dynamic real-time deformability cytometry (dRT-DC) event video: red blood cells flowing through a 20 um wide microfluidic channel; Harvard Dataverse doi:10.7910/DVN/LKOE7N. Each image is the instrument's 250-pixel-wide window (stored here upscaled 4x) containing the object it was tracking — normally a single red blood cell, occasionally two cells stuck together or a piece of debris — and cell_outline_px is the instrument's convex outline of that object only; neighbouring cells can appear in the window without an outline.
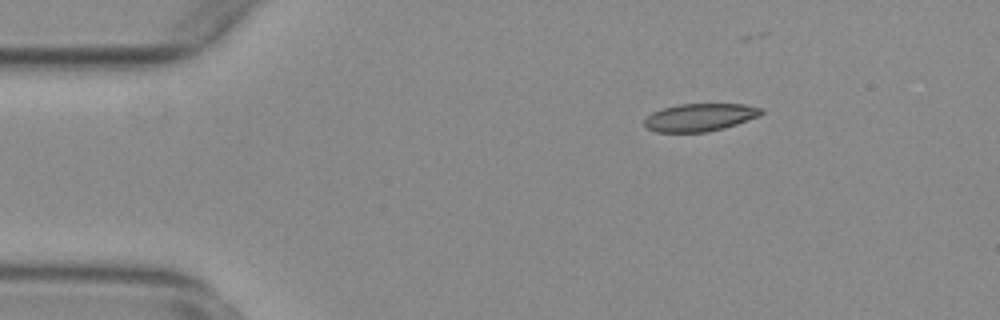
{"species": "common noctule bat (a hibernating species)", "species_latin": "Nyctalus noctula", "temperature_condition": "warm", "stored_images_in_passage": 36, "camera_frame_rate_fps": 3000, "um_per_image_px": 0.085, "animal": {"sex": "female", "body_mass_g": 29.2, "forearm_length_mm": 56.3}, "frame": {"image": 1, "passage_image": 3, "time_ms": 0.667, "image_size_px": [1000, 320], "cell_outline_px": [[764, 112], [760, 116], [724, 128], [708, 132], [656, 132], [648, 128], [644, 124], [644, 120], [652, 112], [664, 108], [680, 104], [744, 104], [764, 108]], "centroid_in_image_um": [59.53, 9.97], "position_along_channel_um": 25.5, "area_um2": 18.9}}
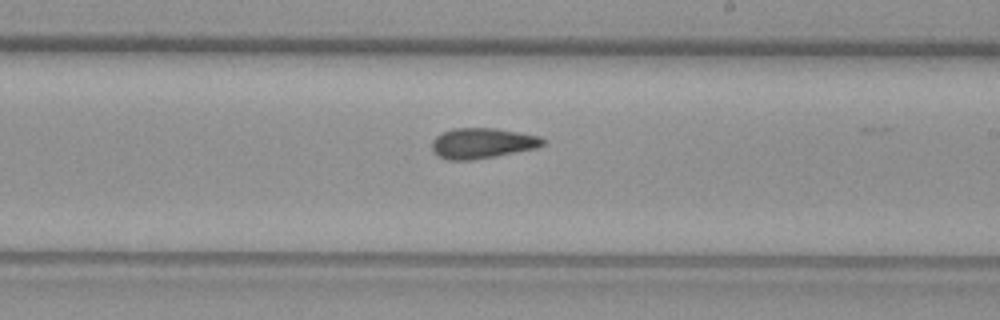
{"frame": {"image": 2, "passage_image": 26, "time_ms": 8.333, "image_size_px": [1000, 320], "cell_outline_px": [[548, 140], [544, 144], [536, 148], [472, 160], [448, 160], [436, 156], [432, 148], [432, 140], [440, 132], [452, 128], [496, 128], [540, 136]], "centroid_in_image_um": [40.97, 12.16], "position_along_channel_um": 248.0, "area_um2": 19.83}}
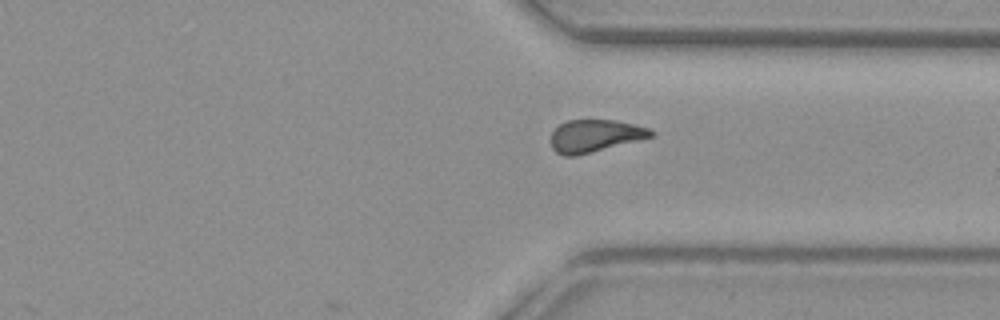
{"frame": {"image": 3, "passage_image": 35, "time_ms": 11.333, "image_size_px": [1000, 320], "cell_outline_px": [[656, 132], [652, 136], [576, 156], [564, 156], [556, 152], [552, 148], [552, 132], [560, 124], [568, 120], [616, 120], [652, 128]], "centroid_in_image_um": [50.58, 11.53], "position_along_channel_um": 360.8, "area_um2": 18.73}}